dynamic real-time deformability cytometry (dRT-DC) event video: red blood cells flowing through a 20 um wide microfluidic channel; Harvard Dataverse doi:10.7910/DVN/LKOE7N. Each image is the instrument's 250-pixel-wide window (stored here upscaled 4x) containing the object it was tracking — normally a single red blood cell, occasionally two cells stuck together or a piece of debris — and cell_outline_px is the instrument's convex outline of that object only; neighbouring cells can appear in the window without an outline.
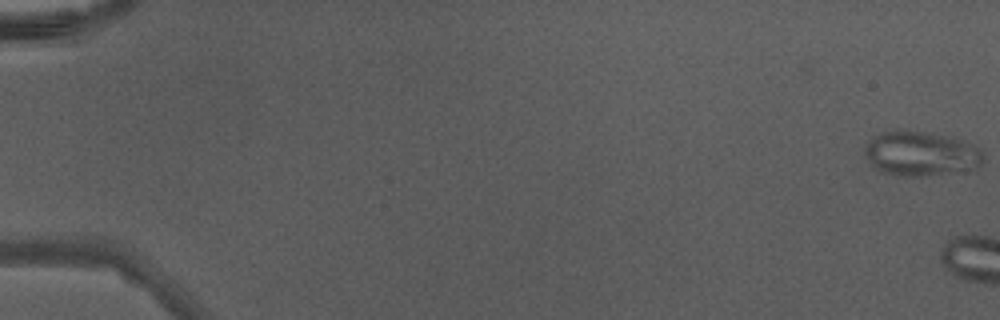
{"species": "Egyptian fruit bat (a non-hibernating species)", "species_latin": "Rousettus aegyptiacus", "temperature_condition": "warm", "stored_images_in_passage": 5, "camera_frame_rate_fps": 3000, "um_per_image_px": 0.085, "animal": {"sex": "male"}, "frame": {"image": 1, "passage_image": 1, "time_ms": 0.0, "image_size_px": [1000, 320], "cell_outline_px": [[984, 160], [980, 164], [972, 168], [924, 176], [896, 176], [880, 172], [864, 156], [864, 148], [872, 136], [880, 132], [892, 128], [904, 128], [948, 136], [972, 144], [980, 148], [984, 156]], "centroid_in_image_um": [78.19, 13.02], "position_along_channel_um": 6.8, "area_um2": 31.21}}